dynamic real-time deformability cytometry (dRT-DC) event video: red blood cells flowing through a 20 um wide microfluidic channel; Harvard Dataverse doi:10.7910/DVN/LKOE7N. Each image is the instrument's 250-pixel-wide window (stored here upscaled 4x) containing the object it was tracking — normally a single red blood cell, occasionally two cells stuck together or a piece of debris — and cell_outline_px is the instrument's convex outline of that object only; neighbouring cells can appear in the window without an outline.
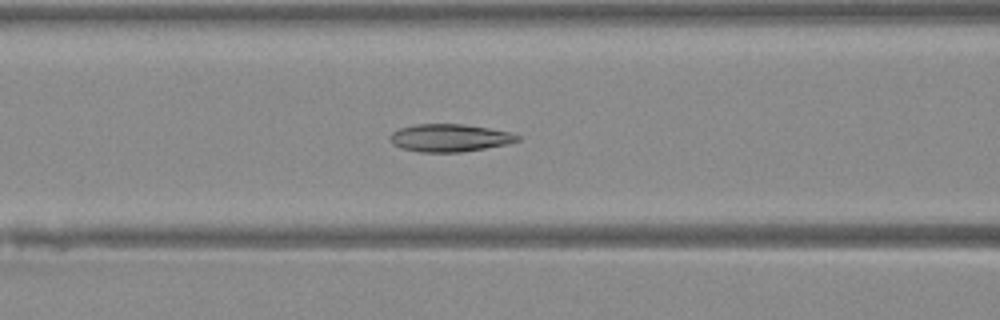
{"species": "Egyptian fruit bat (a non-hibernating species)", "species_latin": "Rousettus aegyptiacus", "temperature_condition": "warm", "stored_images_in_passage": 41, "camera_frame_rate_fps": 3000, "um_per_image_px": 0.085, "animal": {"sex": "female"}, "frame": {"image": 1, "passage_image": 12, "time_ms": 3.667, "image_size_px": [1000, 320], "cell_outline_px": [[520, 140], [508, 144], [460, 152], [420, 152], [400, 148], [392, 144], [388, 136], [392, 132], [400, 128], [416, 124], [464, 124], [512, 132], [520, 136]], "centroid_in_image_um": [38.21, 11.72], "position_along_channel_um": 128.4, "area_um2": 20.63}}
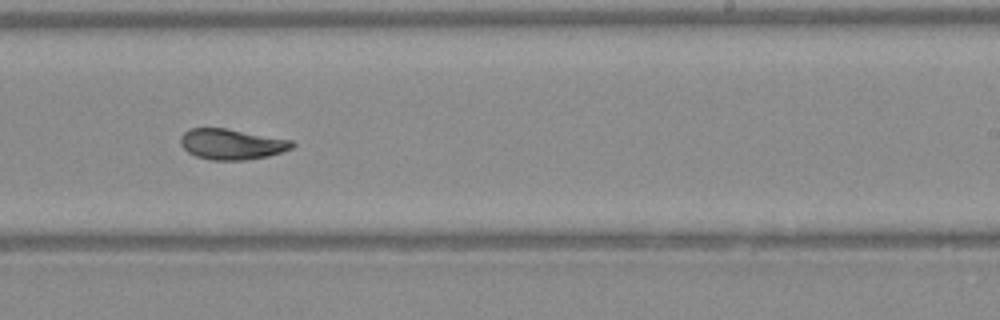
{"frame": {"image": 2, "passage_image": 22, "time_ms": 7.0, "image_size_px": [1000, 320], "cell_outline_px": [[296, 144], [292, 148], [268, 156], [244, 160], [212, 160], [196, 156], [188, 152], [180, 144], [180, 136], [188, 128], [224, 128], [292, 140]], "centroid_in_image_um": [19.67, 12.25], "position_along_channel_um": 269.3, "area_um2": 19.83}}
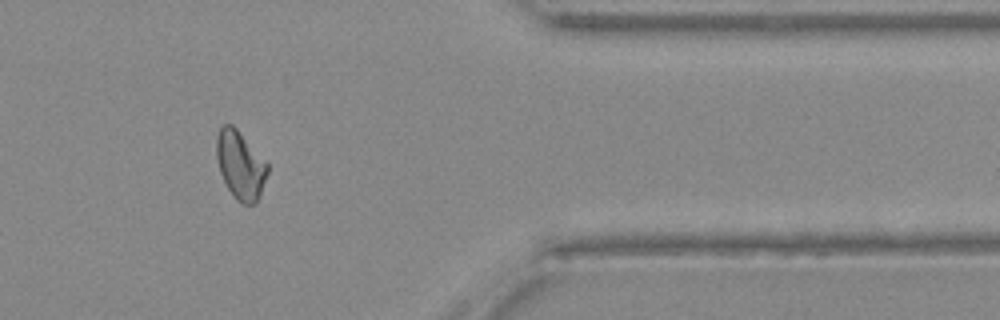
{"frame": {"image": 3, "passage_image": 32, "time_ms": 10.333, "image_size_px": [1000, 320], "cell_outline_px": [[268, 172], [260, 196], [256, 204], [240, 204], [236, 200], [228, 188], [220, 172], [216, 156], [216, 136], [220, 128], [224, 124], [232, 124], [236, 128], [268, 164]], "centroid_in_image_um": [20.43, 14.05], "position_along_channel_um": 391.0, "area_um2": 20.17}}